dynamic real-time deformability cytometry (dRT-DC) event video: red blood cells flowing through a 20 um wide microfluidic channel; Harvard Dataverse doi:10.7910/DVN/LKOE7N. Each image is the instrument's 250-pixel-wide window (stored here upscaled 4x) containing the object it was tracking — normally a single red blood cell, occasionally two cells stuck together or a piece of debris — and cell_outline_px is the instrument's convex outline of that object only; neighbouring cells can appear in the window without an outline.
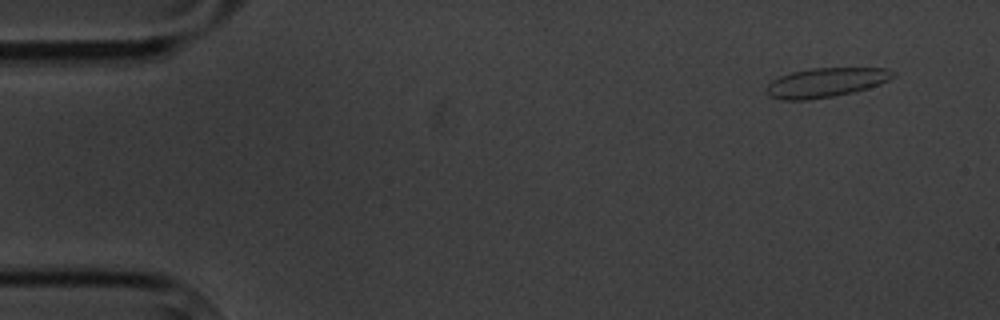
{"species": "common noctule bat (a hibernating species)", "species_latin": "Nyctalus noctula", "temperature_condition": "cold", "stored_images_in_passage": 7, "camera_frame_rate_fps": 3000, "um_per_image_px": 0.085, "animal": {"sex": "male", "body_mass_g": 20.1, "forearm_length_mm": 53.5}, "frame": {"image": 1, "passage_image": 1, "time_ms": 0.0, "image_size_px": [1000, 320], "cell_outline_px": [[896, 76], [880, 84], [852, 92], [832, 96], [808, 100], [780, 100], [768, 96], [764, 92], [768, 84], [772, 80], [780, 76], [792, 72], [812, 68], [888, 68], [896, 72]], "centroid_in_image_um": [70.17, 7.01], "position_along_channel_um": 14.8, "area_um2": 21.73}}
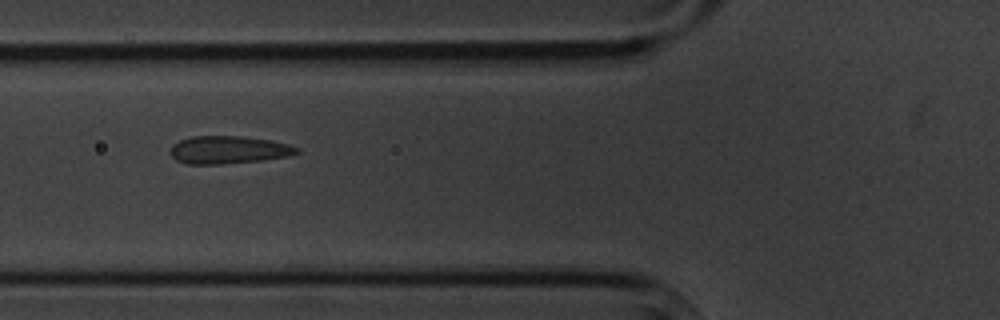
{"frame": {"image": 2, "passage_image": 6, "time_ms": 5.667, "image_size_px": [1000, 320], "cell_outline_px": [[300, 152], [288, 156], [260, 160], [220, 164], [188, 164], [176, 160], [168, 152], [172, 144], [180, 140], [192, 136], [240, 136], [272, 140], [288, 144], [300, 148]], "centroid_in_image_um": [19.4, 12.73], "position_along_channel_um": 106.4, "area_um2": 20.52}}
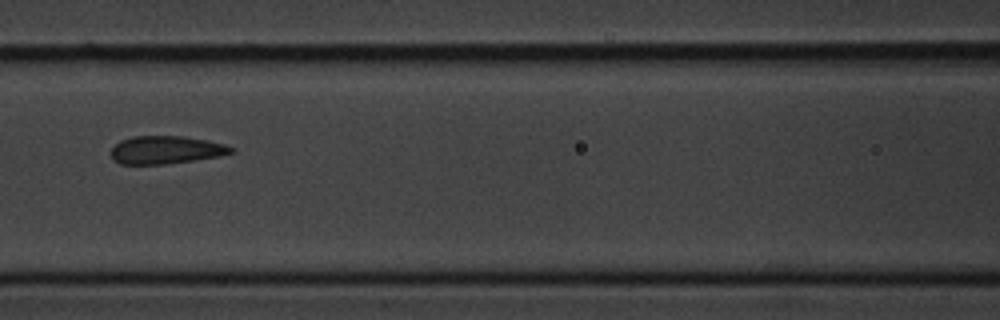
{"frame": {"image": 3, "passage_image": 7, "time_ms": 7.0, "image_size_px": [1000, 320], "cell_outline_px": [[236, 152], [220, 156], [164, 164], [120, 164], [112, 160], [112, 148], [120, 140], [132, 136], [184, 136], [208, 140], [224, 144], [232, 148]], "centroid_in_image_um": [14.1, 12.73], "position_along_channel_um": 152.5, "area_um2": 19.54}}